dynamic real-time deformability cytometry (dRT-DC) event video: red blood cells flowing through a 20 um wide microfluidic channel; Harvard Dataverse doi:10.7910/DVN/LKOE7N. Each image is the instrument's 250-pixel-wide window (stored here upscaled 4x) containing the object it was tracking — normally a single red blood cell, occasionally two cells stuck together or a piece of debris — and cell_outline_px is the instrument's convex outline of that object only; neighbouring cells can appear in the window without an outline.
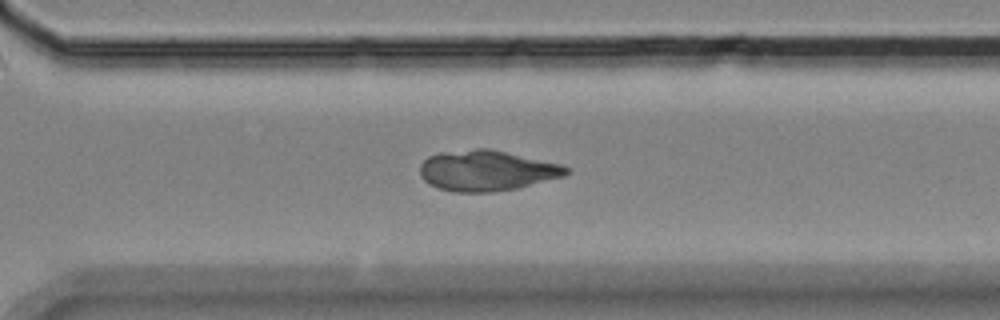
{"species": "Egyptian fruit bat (a non-hibernating species)", "species_latin": "Rousettus aegyptiacus", "temperature_condition": "room temperature", "stored_images_in_passage": 13, "segment_of_instrument_passage": [2, 2], "camera_frame_rate_fps": 3000, "um_per_image_px": 0.085, "animal": {"sex": "female"}, "frame": {"image": 1, "passage_image": 13, "time_ms": 14.333, "image_size_px": [1000, 320], "cell_outline_px": [[572, 172], [564, 176], [516, 188], [492, 192], [452, 192], [436, 188], [428, 184], [420, 176], [420, 164], [428, 156], [440, 152], [476, 148], [488, 148], [560, 164], [568, 168]], "centroid_in_image_um": [41.32, 14.5], "position_along_channel_um": 329.3, "area_um2": 34.62}}